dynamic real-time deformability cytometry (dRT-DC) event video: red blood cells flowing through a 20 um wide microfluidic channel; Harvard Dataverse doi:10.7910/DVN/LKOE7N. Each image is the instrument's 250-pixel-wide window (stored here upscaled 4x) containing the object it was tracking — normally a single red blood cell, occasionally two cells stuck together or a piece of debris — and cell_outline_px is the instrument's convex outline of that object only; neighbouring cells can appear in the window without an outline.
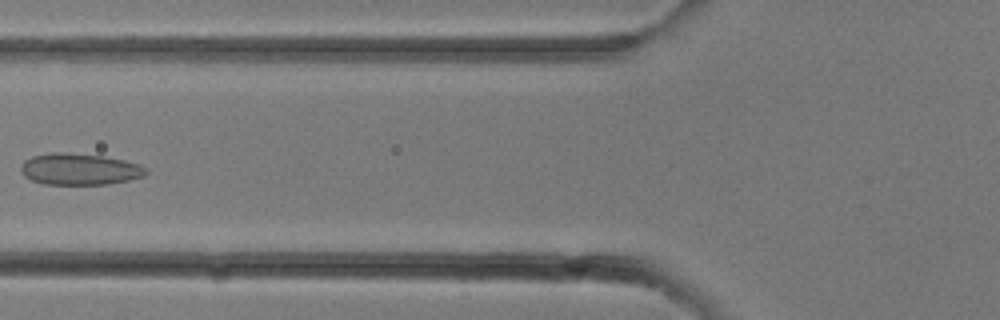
{"species": "common noctule bat (a hibernating species)", "species_latin": "Nyctalus noctula", "temperature_condition": "room temperature", "stored_images_in_passage": 22, "camera_frame_rate_fps": 3000, "um_per_image_px": 0.085, "animal": {"sex": "female"}, "frame": {"image": 1, "passage_image": 6, "time_ms": 1.667, "image_size_px": [1000, 320], "cell_outline_px": [[148, 172], [144, 176], [128, 180], [104, 184], [44, 184], [32, 180], [24, 176], [20, 172], [20, 164], [24, 160], [32, 156], [52, 152], [68, 152], [104, 156], [124, 160], [140, 164], [148, 168]], "centroid_in_image_um": [6.75, 14.37], "position_along_channel_um": 119.1, "area_um2": 23.18}}
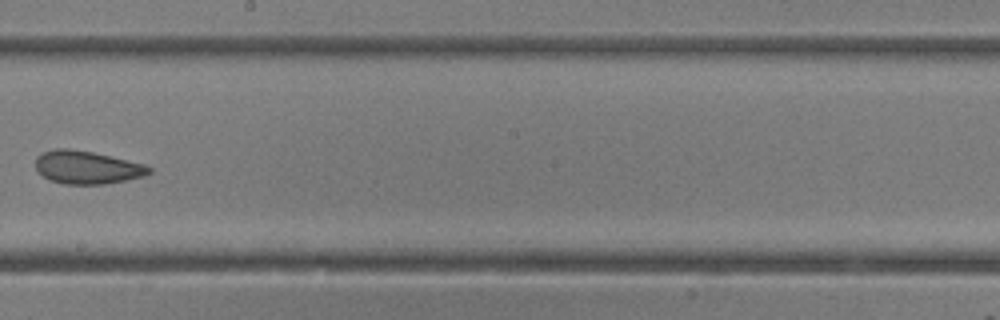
{"frame": {"image": 2, "passage_image": 11, "time_ms": 3.333, "image_size_px": [1000, 320], "cell_outline_px": [[152, 172], [144, 176], [104, 184], [64, 184], [48, 180], [36, 168], [36, 156], [40, 152], [56, 148], [68, 148], [92, 152], [144, 164], [152, 168]], "centroid_in_image_um": [7.37, 14.22], "position_along_channel_um": 240.8, "area_um2": 21.79}}
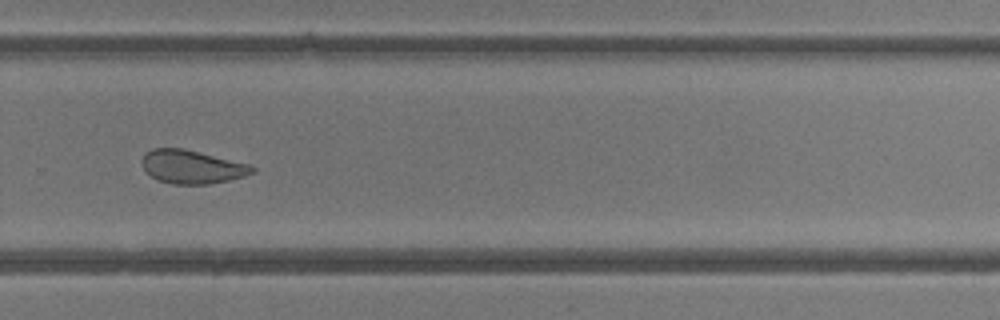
{"frame": {"image": 3, "passage_image": 14, "time_ms": 4.333, "image_size_px": [1000, 320], "cell_outline_px": [[256, 172], [244, 176], [228, 180], [208, 184], [172, 184], [160, 180], [144, 172], [140, 160], [152, 148], [184, 148], [248, 164], [256, 168]], "centroid_in_image_um": [16.3, 14.18], "position_along_channel_um": 313.5, "area_um2": 21.44}}